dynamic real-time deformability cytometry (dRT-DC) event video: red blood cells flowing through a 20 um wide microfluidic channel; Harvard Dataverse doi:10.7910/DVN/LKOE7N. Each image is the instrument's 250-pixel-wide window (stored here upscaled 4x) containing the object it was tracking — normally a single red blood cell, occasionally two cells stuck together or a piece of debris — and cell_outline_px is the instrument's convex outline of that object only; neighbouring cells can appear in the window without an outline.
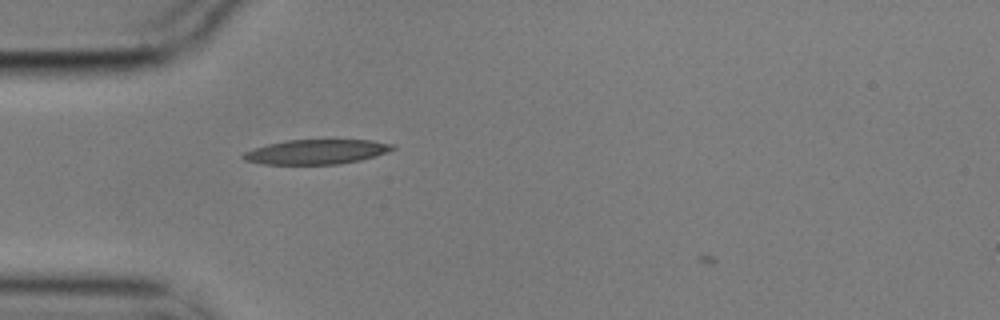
{"species": "common noctule bat (a hibernating species)", "species_latin": "Nyctalus noctula", "temperature_condition": "cold", "stored_images_in_passage": 11, "camera_frame_rate_fps": 3000, "um_per_image_px": 0.085, "animal": {"sex": "male", "body_mass_g": 17.9}, "frame": {"image": 1, "passage_image": 10, "time_ms": 3.0, "image_size_px": [1000, 320], "cell_outline_px": [[396, 148], [376, 156], [360, 160], [340, 164], [264, 164], [244, 160], [240, 156], [244, 152], [268, 144], [288, 140], [372, 140], [396, 144]], "centroid_in_image_um": [26.93, 12.9], "position_along_channel_um": 58.1, "area_um2": 21.44}}